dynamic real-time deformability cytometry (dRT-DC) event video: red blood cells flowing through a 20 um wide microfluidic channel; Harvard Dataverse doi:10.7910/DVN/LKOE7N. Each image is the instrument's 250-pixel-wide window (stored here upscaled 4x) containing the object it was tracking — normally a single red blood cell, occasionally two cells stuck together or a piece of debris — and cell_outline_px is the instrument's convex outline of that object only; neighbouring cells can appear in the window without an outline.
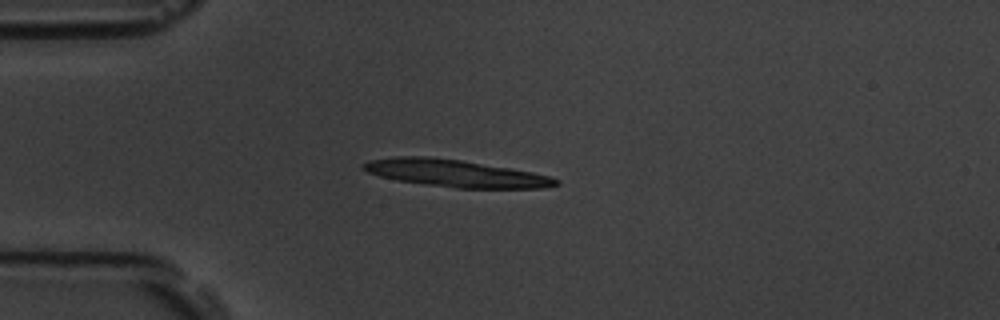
{"species": "common noctule bat (a hibernating species)", "species_latin": "Nyctalus noctula", "temperature_condition": "room temperature", "stored_images_in_passage": 6, "camera_frame_rate_fps": 3000, "um_per_image_px": 0.085, "animal": {"sex": "male", "body_mass_g": 19.5, "forearm_length_mm": 54.6}, "frame": {"image": 1, "passage_image": 3, "time_ms": 3.333, "image_size_px": [1000, 320], "cell_outline_px": [[560, 184], [544, 188], [456, 188], [424, 184], [396, 180], [380, 176], [368, 172], [360, 168], [360, 164], [368, 160], [392, 156], [428, 156], [460, 160], [532, 172], [548, 176], [560, 180]], "centroid_in_image_um": [38.65, 14.73], "position_along_channel_um": 46.4, "area_um2": 30.58}}